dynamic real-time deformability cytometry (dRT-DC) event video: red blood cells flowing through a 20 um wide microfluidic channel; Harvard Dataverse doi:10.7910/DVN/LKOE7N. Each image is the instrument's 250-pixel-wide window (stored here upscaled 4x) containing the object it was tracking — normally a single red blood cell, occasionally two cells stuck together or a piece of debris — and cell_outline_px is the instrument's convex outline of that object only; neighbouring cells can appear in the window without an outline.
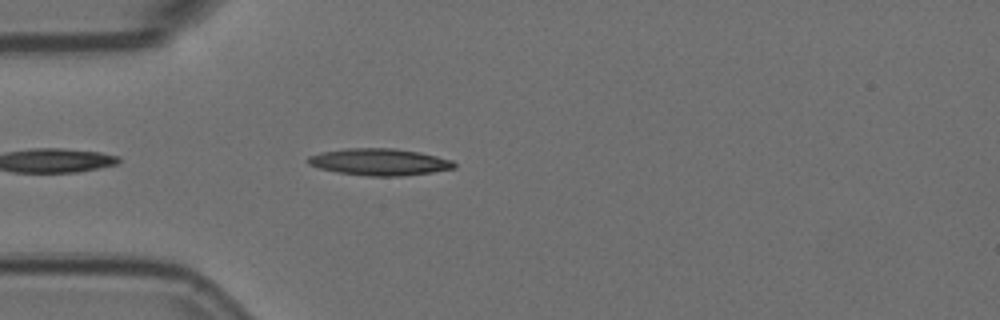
{"species": "Egyptian fruit bat (a non-hibernating species)", "species_latin": "Rousettus aegyptiacus", "temperature_condition": "room temperature", "stored_images_in_passage": 12, "camera_frame_rate_fps": 3000, "um_per_image_px": 0.085, "animal": {"sex": "female"}, "frame": {"image": 1, "passage_image": 4, "time_ms": 1.0, "image_size_px": [1000, 320], "cell_outline_px": [[456, 168], [432, 172], [400, 176], [368, 176], [336, 172], [320, 168], [308, 164], [304, 160], [308, 156], [320, 152], [344, 148], [396, 148], [420, 152], [452, 160], [456, 164]], "centroid_in_image_um": [32.22, 13.76], "position_along_channel_um": 52.8, "area_um2": 23.06}}
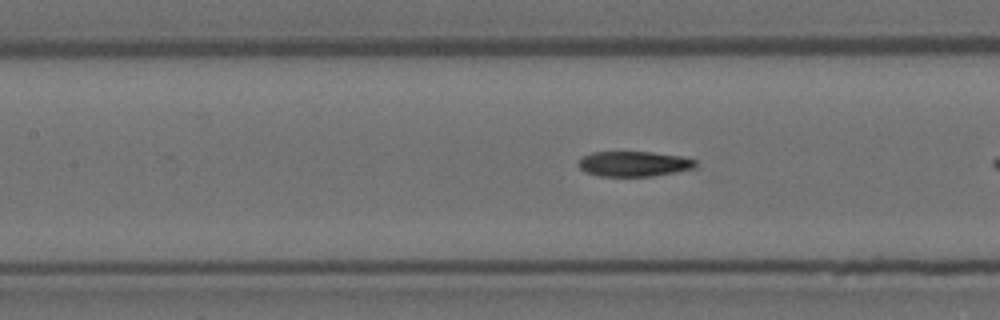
{"frame": {"image": 2, "passage_image": 10, "time_ms": 3.0, "image_size_px": [1000, 320], "cell_outline_px": [[696, 168], [676, 172], [652, 176], [600, 176], [584, 172], [576, 164], [584, 156], [592, 152], [652, 152], [680, 156], [696, 160]], "centroid_in_image_um": [53.88, 13.93], "position_along_channel_um": 153.5, "area_um2": 17.22}}